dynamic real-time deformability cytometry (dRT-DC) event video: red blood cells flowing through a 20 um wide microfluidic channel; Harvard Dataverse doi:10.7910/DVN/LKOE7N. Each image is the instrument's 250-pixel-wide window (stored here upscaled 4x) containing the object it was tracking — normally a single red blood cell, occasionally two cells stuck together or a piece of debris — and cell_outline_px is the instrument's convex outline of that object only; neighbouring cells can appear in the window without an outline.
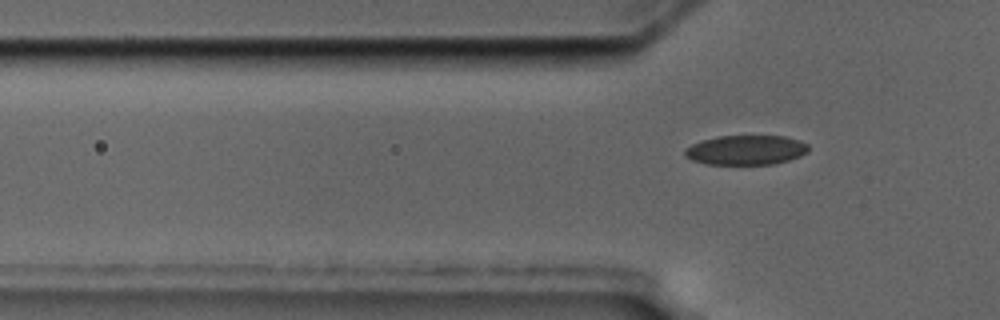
{"species": "common noctule bat (a hibernating species)", "species_latin": "Nyctalus noctula", "temperature_condition": "cold", "stored_images_in_passage": 2, "camera_frame_rate_fps": 3000, "um_per_image_px": 0.085, "animal": {"sex": "male", "body_mass_g": 17.5, "forearm_length_mm": 52.3}, "frame": {"image": 1, "passage_image": 2, "time_ms": 1.333, "image_size_px": [1000, 320], "cell_outline_px": [[808, 152], [800, 156], [776, 164], [704, 164], [692, 160], [684, 156], [684, 148], [700, 140], [716, 136], [784, 136], [800, 140], [808, 144]], "centroid_in_image_um": [63.38, 12.75], "position_along_channel_um": 62.4, "area_um2": 21.56}}